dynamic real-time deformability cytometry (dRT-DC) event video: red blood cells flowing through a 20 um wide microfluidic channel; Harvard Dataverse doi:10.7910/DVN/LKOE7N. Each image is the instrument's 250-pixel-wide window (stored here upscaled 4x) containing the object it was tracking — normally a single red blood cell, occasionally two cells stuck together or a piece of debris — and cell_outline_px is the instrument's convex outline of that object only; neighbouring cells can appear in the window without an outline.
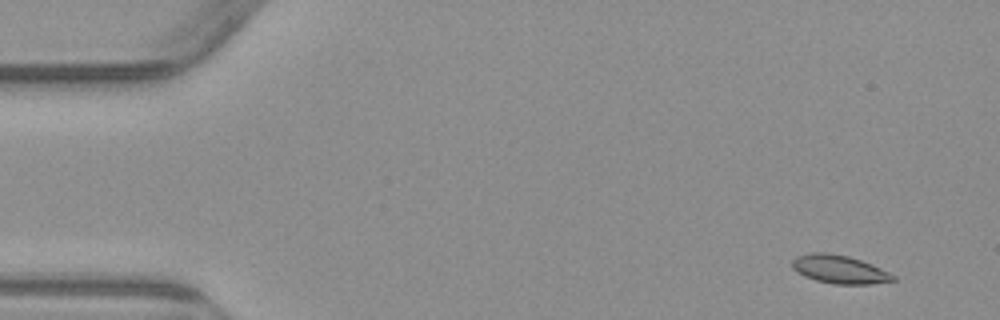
{"species": "common noctule bat (a hibernating species)", "species_latin": "Nyctalus noctula", "temperature_condition": "warm", "stored_images_in_passage": 4, "camera_frame_rate_fps": 3000, "um_per_image_px": 0.085, "animal": {"sex": "male", "body_mass_g": 23.1, "forearm_length_mm": 52.7}, "frame": {"image": 1, "passage_image": 1, "time_ms": 0.0, "image_size_px": [1000, 320], "cell_outline_px": [[896, 280], [872, 284], [832, 284], [816, 280], [804, 276], [796, 272], [792, 268], [792, 260], [796, 256], [812, 252], [828, 252], [848, 256], [872, 264], [896, 276]], "centroid_in_image_um": [71.33, 22.89], "position_along_channel_um": 13.7, "area_um2": 16.76}}
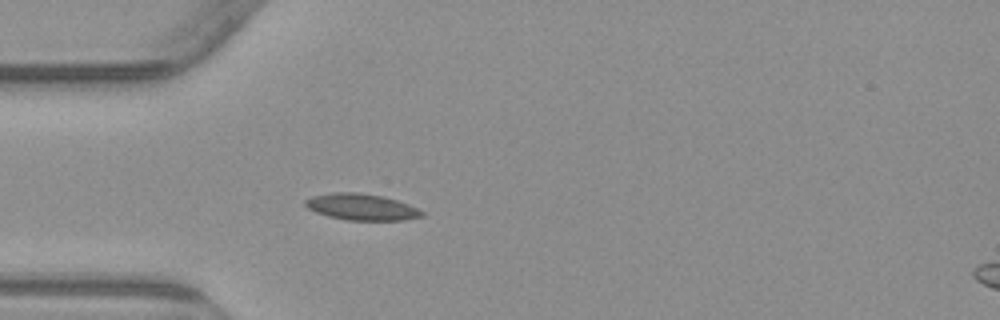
{"frame": {"image": 2, "passage_image": 4, "time_ms": 4.0, "image_size_px": [1000, 320], "cell_outline_px": [[424, 216], [404, 220], [348, 220], [328, 216], [316, 212], [308, 208], [304, 204], [304, 200], [312, 196], [332, 192], [360, 192], [384, 196], [408, 204], [424, 212]], "centroid_in_image_um": [30.72, 17.58], "position_along_channel_um": 54.3, "area_um2": 17.98}}